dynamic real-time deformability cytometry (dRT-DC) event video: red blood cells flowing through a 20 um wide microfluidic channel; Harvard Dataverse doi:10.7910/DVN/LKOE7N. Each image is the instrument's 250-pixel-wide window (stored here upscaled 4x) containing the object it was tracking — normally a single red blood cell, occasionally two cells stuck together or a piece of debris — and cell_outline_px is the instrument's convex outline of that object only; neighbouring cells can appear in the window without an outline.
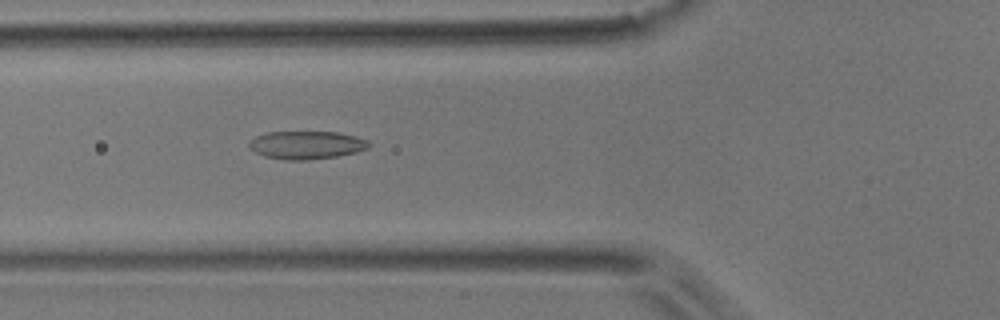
{"species": "common noctule bat (a hibernating species)", "species_latin": "Nyctalus noctula", "temperature_condition": "room temperature", "stored_images_in_passage": 29, "camera_frame_rate_fps": 3000, "um_per_image_px": 0.085, "animal": {"sex": "male", "body_mass_g": 17.9}, "frame": {"image": 1, "passage_image": 8, "time_ms": 2.333, "image_size_px": [1000, 320], "cell_outline_px": [[372, 144], [368, 148], [356, 152], [336, 156], [308, 160], [284, 160], [264, 156], [256, 152], [248, 144], [248, 140], [256, 136], [268, 132], [336, 132], [356, 136], [368, 140]], "centroid_in_image_um": [26.06, 12.32], "position_along_channel_um": 99.7, "area_um2": 19.59}}
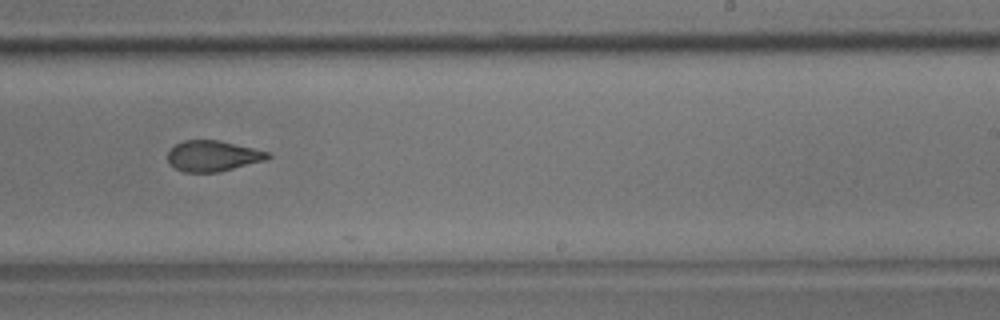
{"frame": {"image": 2, "passage_image": 21, "time_ms": 6.667, "image_size_px": [1000, 320], "cell_outline_px": [[272, 156], [268, 160], [216, 172], [184, 172], [168, 164], [168, 152], [176, 144], [184, 140], [220, 140], [268, 152]], "centroid_in_image_um": [18.09, 13.25], "position_along_channel_um": 270.9, "area_um2": 17.86}}
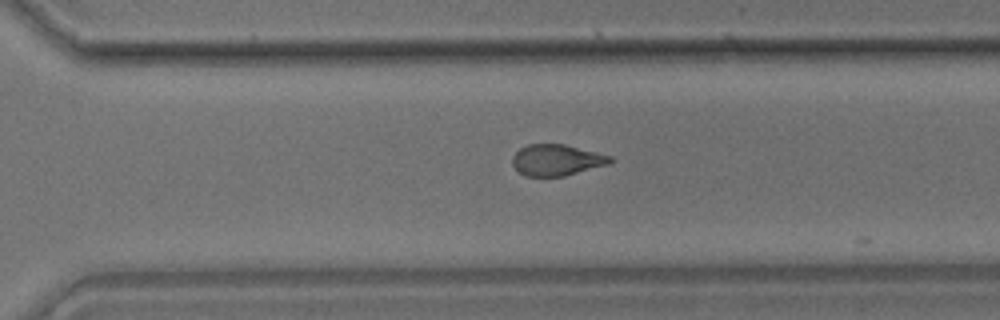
{"frame": {"image": 3, "passage_image": 25, "time_ms": 8.0, "image_size_px": [1000, 320], "cell_outline_px": [[612, 160], [608, 164], [564, 176], [524, 176], [512, 164], [512, 156], [520, 148], [528, 144], [564, 144], [612, 156]], "centroid_in_image_um": [47.29, 13.6], "position_along_channel_um": 323.3, "area_um2": 17.63}, "authors_computed_cell_mechanics": {"area_um2": 18.9584, "velocity_mm_per_s": 3.9482, "shape_relaxation_time_tau1_ms": null, "shape_relaxation_time_tau2_ms": 1.5141, "deformation_change_tau1": null, "deformation_change_tau2": 0.0812}}